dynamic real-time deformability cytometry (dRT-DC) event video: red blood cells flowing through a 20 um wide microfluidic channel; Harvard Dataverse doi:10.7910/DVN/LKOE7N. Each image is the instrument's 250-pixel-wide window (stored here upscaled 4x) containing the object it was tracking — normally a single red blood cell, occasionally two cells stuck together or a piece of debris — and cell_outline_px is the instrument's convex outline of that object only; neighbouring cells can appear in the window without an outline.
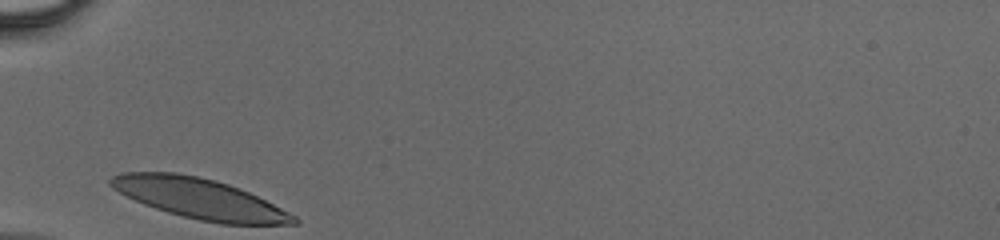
{"species": "human", "species_latin": "Homo sapiens", "temperature_condition": "cold", "stored_images_in_passage": 23, "camera_frame_rate_fps": 3000, "um_per_image_px": 0.085, "donor": {"sex": "male"}, "frame": {"image": 1, "passage_image": 1, "time_ms": 0.0, "image_size_px": [1000, 240], "cell_outline_px": [[300, 224], [220, 224], [200, 220], [168, 212], [144, 204], [112, 188], [108, 184], [108, 180], [112, 176], [124, 172], [176, 172], [216, 180], [240, 188], [296, 216], [300, 220]], "centroid_in_image_um": [16.96, 16.87], "position_along_channel_um": 68.0, "area_um2": 42.6}}
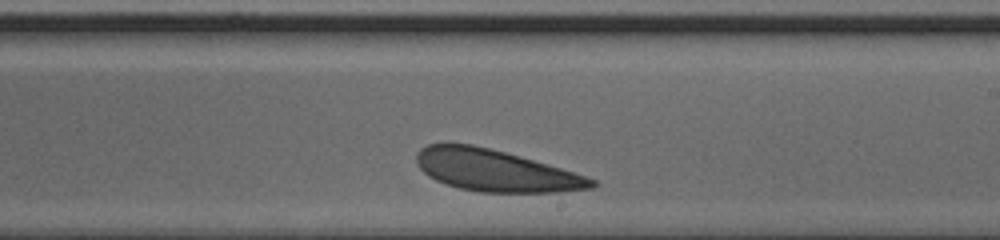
{"frame": {"image": 2, "passage_image": 14, "time_ms": 4.333, "image_size_px": [1000, 240], "cell_outline_px": [[596, 188], [556, 192], [480, 192], [460, 188], [444, 184], [428, 176], [416, 164], [416, 152], [420, 148], [428, 144], [472, 144], [520, 156], [560, 168], [596, 180]], "centroid_in_image_um": [42.07, 14.5], "position_along_channel_um": 246.9, "area_um2": 42.19}}
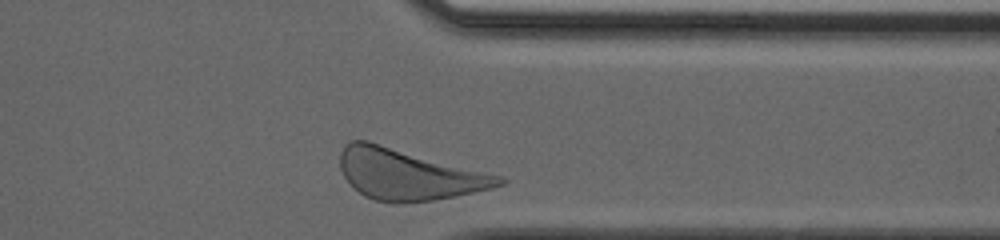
{"frame": {"image": 3, "passage_image": 23, "time_ms": 7.333, "image_size_px": [1000, 240], "cell_outline_px": [[508, 180], [504, 184], [492, 188], [432, 200], [400, 204], [376, 200], [364, 196], [344, 176], [340, 168], [340, 152], [344, 144], [352, 140], [368, 140], [500, 176]], "centroid_in_image_um": [34.67, 14.81], "position_along_channel_um": 376.7, "area_um2": 46.59}}